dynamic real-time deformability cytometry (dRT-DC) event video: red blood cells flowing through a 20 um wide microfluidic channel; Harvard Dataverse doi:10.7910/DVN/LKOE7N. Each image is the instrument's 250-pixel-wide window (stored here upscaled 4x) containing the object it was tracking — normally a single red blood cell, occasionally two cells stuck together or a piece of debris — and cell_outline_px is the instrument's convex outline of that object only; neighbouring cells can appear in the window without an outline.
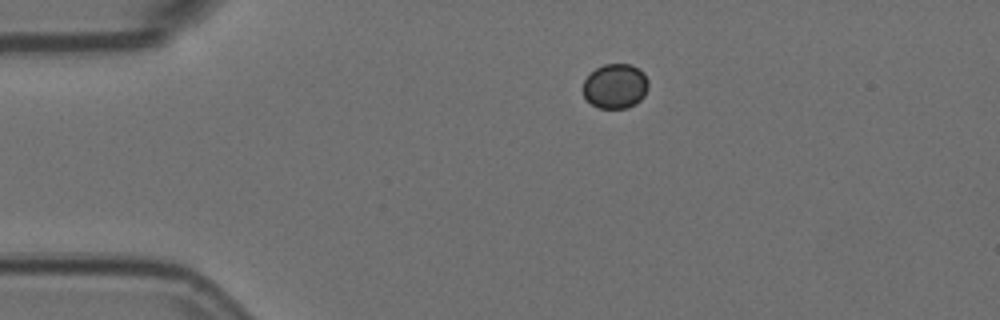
{"species": "Egyptian fruit bat (a non-hibernating species)", "species_latin": "Rousettus aegyptiacus", "temperature_condition": "room temperature", "stored_images_in_passage": 2, "camera_frame_rate_fps": 3000, "um_per_image_px": 0.085, "animal": {"sex": "female"}, "frame": {"image": 1, "passage_image": 1, "time_ms": 0.0, "image_size_px": [1000, 320], "cell_outline_px": [[648, 88], [644, 96], [636, 104], [628, 108], [600, 108], [592, 104], [584, 96], [584, 80], [596, 68], [604, 64], [632, 64], [640, 68], [644, 72], [648, 80]], "centroid_in_image_um": [52.34, 7.31], "position_along_channel_um": 32.7, "area_um2": 17.11}}